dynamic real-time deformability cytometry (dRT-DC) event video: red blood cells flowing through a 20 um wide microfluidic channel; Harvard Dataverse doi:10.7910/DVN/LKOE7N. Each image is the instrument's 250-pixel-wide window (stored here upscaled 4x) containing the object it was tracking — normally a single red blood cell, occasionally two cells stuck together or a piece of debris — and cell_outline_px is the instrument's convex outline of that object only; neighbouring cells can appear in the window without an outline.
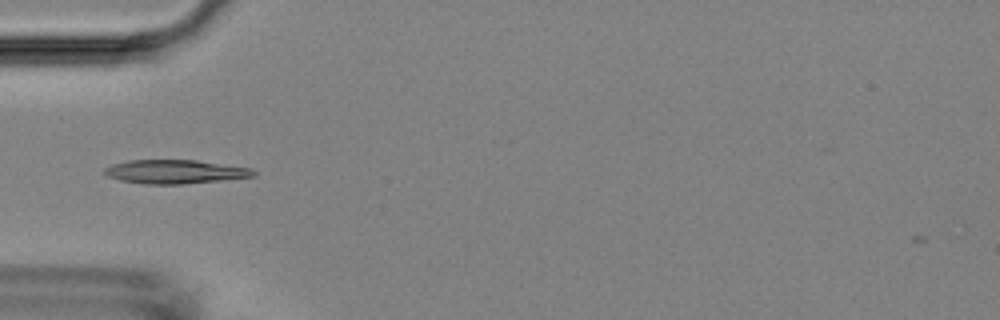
{"species": "Egyptian fruit bat (a non-hibernating species)", "species_latin": "Rousettus aegyptiacus", "temperature_condition": "room temperature", "stored_images_in_passage": 26, "camera_frame_rate_fps": 3000, "um_per_image_px": 0.085, "animal": {"sex": "female"}, "frame": {"image": 1, "passage_image": 1, "time_ms": 0.0, "image_size_px": [1000, 320], "cell_outline_px": [[256, 176], [184, 184], [144, 184], [120, 180], [108, 176], [104, 172], [104, 168], [112, 164], [128, 160], [196, 160], [252, 168], [256, 172]], "centroid_in_image_um": [14.88, 14.59], "position_along_channel_um": 70.1, "area_um2": 20.63}}
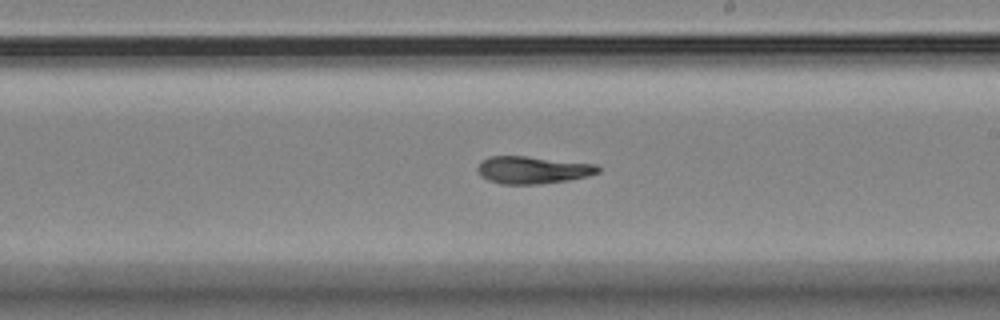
{"frame": {"image": 2, "passage_image": 15, "time_ms": 4.667, "image_size_px": [1000, 320], "cell_outline_px": [[600, 172], [588, 176], [568, 180], [540, 184], [500, 184], [488, 180], [480, 176], [476, 168], [480, 160], [488, 156], [524, 156], [596, 164], [600, 168]], "centroid_in_image_um": [45.23, 14.45], "position_along_channel_um": 243.8, "area_um2": 19.36}}
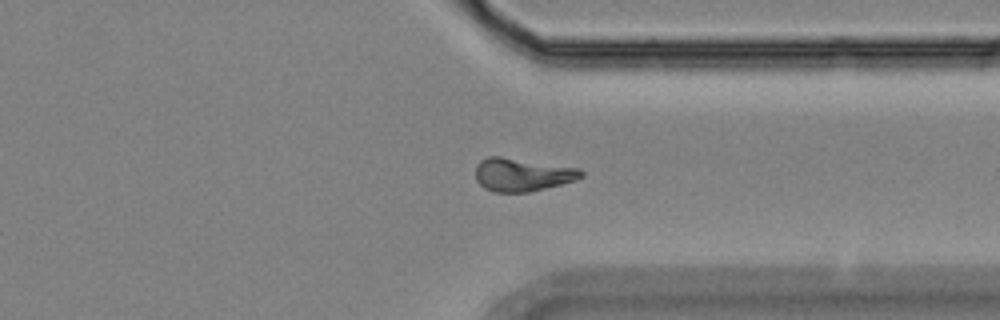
{"frame": {"image": 3, "passage_image": 25, "time_ms": 8.0, "image_size_px": [1000, 320], "cell_outline_px": [[584, 176], [576, 180], [528, 192], [492, 192], [484, 188], [476, 180], [476, 164], [480, 160], [488, 156], [500, 156], [580, 168], [584, 172]], "centroid_in_image_um": [44.38, 14.84], "position_along_channel_um": 367.0, "area_um2": 20.46}}